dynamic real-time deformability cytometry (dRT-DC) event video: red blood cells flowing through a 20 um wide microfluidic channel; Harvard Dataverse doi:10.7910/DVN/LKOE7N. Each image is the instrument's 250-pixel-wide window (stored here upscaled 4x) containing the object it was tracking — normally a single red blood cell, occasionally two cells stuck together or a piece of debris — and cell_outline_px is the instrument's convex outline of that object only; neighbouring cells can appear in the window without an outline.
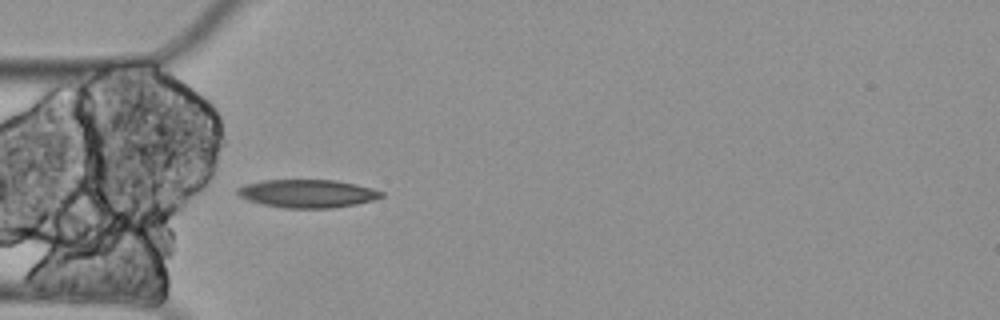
{"species": "Egyptian fruit bat (a non-hibernating species)", "species_latin": "Rousettus aegyptiacus", "temperature_condition": "cold", "stored_images_in_passage": 1, "camera_frame_rate_fps": 3000, "um_per_image_px": 0.085, "animal": {"sex": "female"}, "frame": {"image": 1, "passage_image": 1, "time_ms": 0.0, "image_size_px": [1000, 320], "cell_outline_px": [[384, 196], [372, 200], [356, 204], [332, 208], [284, 208], [260, 204], [248, 200], [240, 196], [236, 192], [236, 188], [244, 184], [264, 180], [336, 180], [356, 184], [372, 188], [384, 192]], "centroid_in_image_um": [26.11, 16.45], "position_along_channel_um": 58.9, "area_um2": 23.7}}